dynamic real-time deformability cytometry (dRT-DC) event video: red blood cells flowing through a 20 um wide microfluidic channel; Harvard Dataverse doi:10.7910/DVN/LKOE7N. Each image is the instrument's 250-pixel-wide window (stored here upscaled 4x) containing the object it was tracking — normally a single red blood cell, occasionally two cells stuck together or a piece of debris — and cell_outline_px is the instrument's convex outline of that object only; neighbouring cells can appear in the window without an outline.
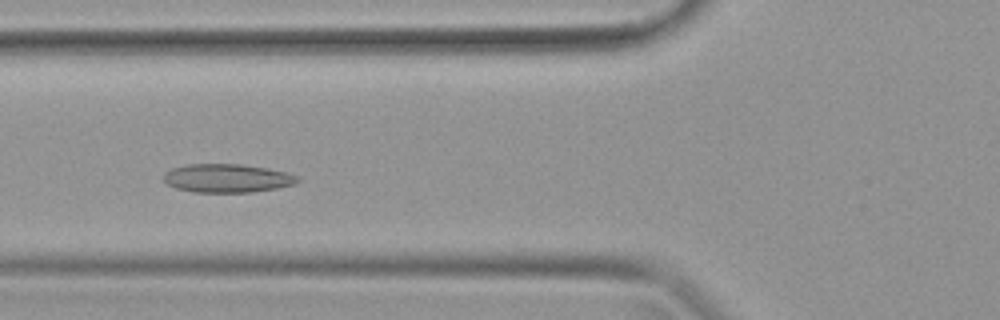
{"species": "common noctule bat (a hibernating species)", "species_latin": "Nyctalus noctula", "temperature_condition": "warm", "stored_images_in_passage": 37, "camera_frame_rate_fps": 3000, "um_per_image_px": 0.085, "animal": {"sex": "female", "body_mass_g": 19.9}, "frame": {"image": 1, "passage_image": 13, "time_ms": 4.0, "image_size_px": [1000, 320], "cell_outline_px": [[300, 180], [296, 184], [276, 188], [252, 192], [192, 192], [176, 188], [168, 184], [164, 180], [164, 172], [172, 168], [188, 164], [240, 164], [268, 168], [300, 176]], "centroid_in_image_um": [19.32, 15.15], "position_along_channel_um": 106.5, "area_um2": 22.31}}
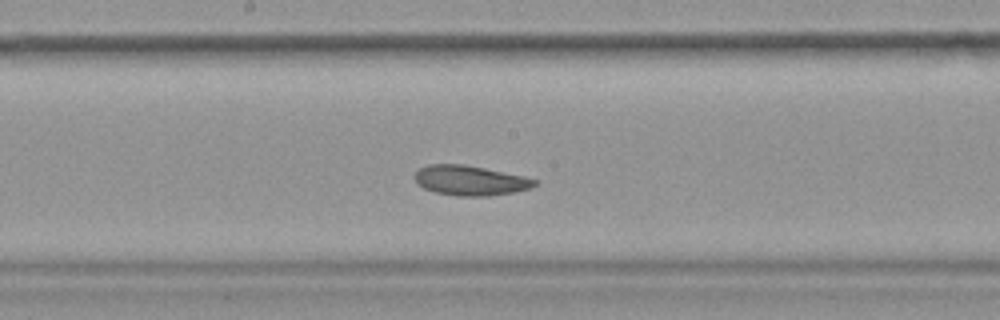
{"frame": {"image": 2, "passage_image": 19, "time_ms": 6.0, "image_size_px": [1000, 320], "cell_outline_px": [[536, 184], [532, 188], [512, 192], [488, 196], [456, 196], [436, 192], [424, 188], [416, 184], [412, 176], [420, 168], [428, 164], [464, 164], [524, 176], [536, 180]], "centroid_in_image_um": [39.92, 15.34], "position_along_channel_um": 208.3, "area_um2": 20.92}}
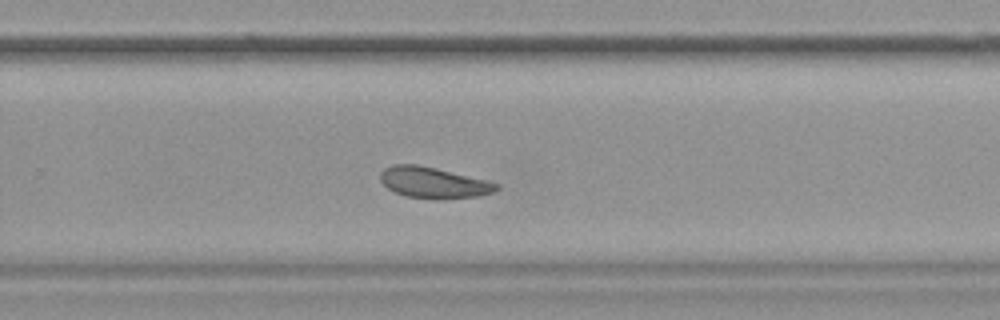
{"frame": {"image": 3, "passage_image": 24, "time_ms": 7.667, "image_size_px": [1000, 320], "cell_outline_px": [[500, 188], [492, 192], [476, 196], [436, 200], [404, 196], [388, 188], [380, 180], [380, 172], [384, 168], [392, 164], [416, 164], [436, 168], [500, 184]], "centroid_in_image_um": [36.8, 15.53], "position_along_channel_um": 293.0, "area_um2": 20.92}}